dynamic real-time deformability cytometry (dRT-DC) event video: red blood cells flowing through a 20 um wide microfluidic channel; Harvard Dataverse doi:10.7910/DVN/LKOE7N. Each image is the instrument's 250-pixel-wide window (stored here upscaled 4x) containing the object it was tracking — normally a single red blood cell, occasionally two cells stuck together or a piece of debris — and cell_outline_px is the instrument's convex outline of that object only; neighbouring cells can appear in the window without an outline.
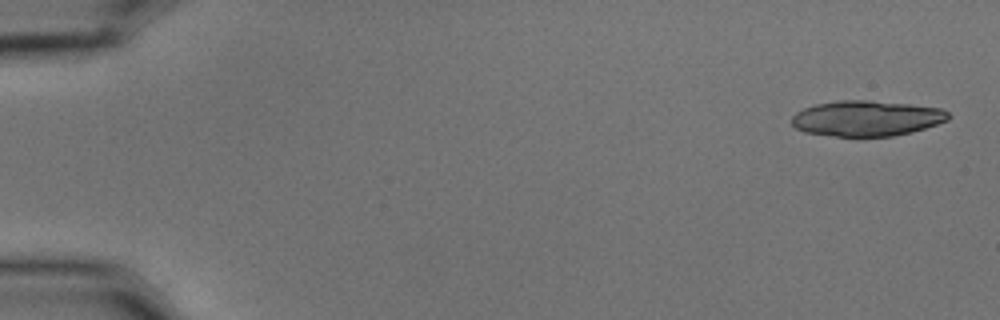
{"species": "common noctule bat (a hibernating species)", "species_latin": "Nyctalus noctula", "temperature_condition": "cold", "stored_images_in_passage": 7, "camera_frame_rate_fps": 3000, "um_per_image_px": 0.085, "animal": {"sex": "male", "body_mass_g": 15.6}, "frame": {"image": 1, "passage_image": 1, "time_ms": 0.0, "image_size_px": [1000, 320], "cell_outline_px": [[952, 116], [948, 120], [912, 132], [892, 136], [836, 136], [804, 132], [796, 128], [792, 124], [792, 116], [796, 112], [804, 108], [816, 104], [836, 100], [868, 100], [908, 104], [940, 108], [948, 112]], "centroid_in_image_um": [73.65, 10.05], "position_along_channel_um": 11.3, "area_um2": 32.37}}
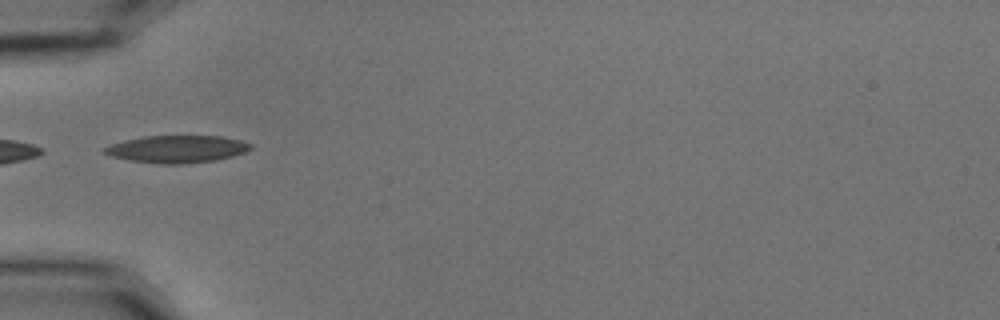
{"frame": {"image": 2, "passage_image": 6, "time_ms": 1.667, "image_size_px": [1000, 320], "cell_outline_px": [[252, 148], [244, 152], [232, 156], [216, 160], [180, 164], [160, 164], [132, 160], [112, 156], [104, 152], [104, 148], [112, 144], [124, 140], [144, 136], [220, 136], [240, 140], [252, 144]], "centroid_in_image_um": [15.07, 12.66], "position_along_channel_um": 69.9, "area_um2": 23.0}}